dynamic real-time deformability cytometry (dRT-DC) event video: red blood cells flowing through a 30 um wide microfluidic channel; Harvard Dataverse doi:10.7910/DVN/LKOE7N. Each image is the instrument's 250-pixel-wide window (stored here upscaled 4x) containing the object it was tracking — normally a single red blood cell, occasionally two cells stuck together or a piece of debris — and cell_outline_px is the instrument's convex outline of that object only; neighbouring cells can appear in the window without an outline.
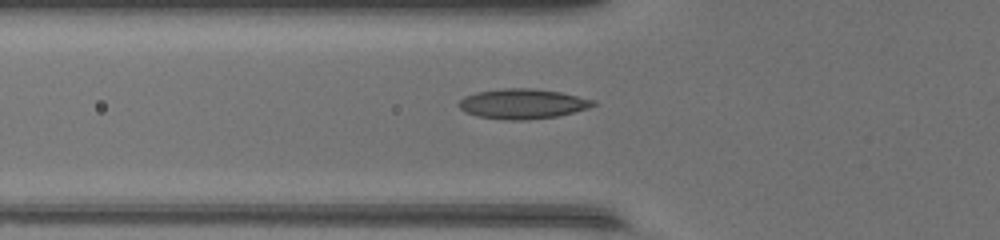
{"species": "common noctule bat (a hibernating species)", "species_latin": "Nyctalus noctula", "temperature_condition": "warm", "stored_images_in_passage": 47, "camera_frame_rate_fps": 3000, "um_per_image_px": 0.085, "animal": {"sex": "female", "body_mass_g": 17.0, "forearm_length_mm": 48.0}, "frame": {"image": 1, "passage_image": 17, "time_ms": 5.333, "image_size_px": [1000, 240], "cell_outline_px": [[596, 104], [588, 108], [556, 116], [524, 120], [508, 120], [476, 116], [460, 108], [460, 100], [464, 96], [476, 92], [504, 88], [532, 88], [560, 92], [596, 100]], "centroid_in_image_um": [44.43, 8.81], "position_along_channel_um": 81.4, "area_um2": 23.24}}
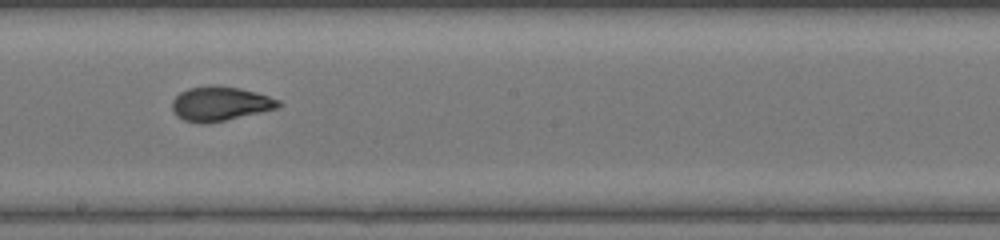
{"frame": {"image": 2, "passage_image": 27, "time_ms": 8.667, "image_size_px": [1000, 240], "cell_outline_px": [[280, 104], [276, 108], [260, 112], [224, 120], [200, 124], [184, 120], [176, 116], [172, 108], [172, 100], [180, 92], [188, 88], [212, 84], [216, 84], [240, 88], [256, 92], [280, 100]], "centroid_in_image_um": [18.66, 8.79], "position_along_channel_um": 229.5, "area_um2": 21.21}}
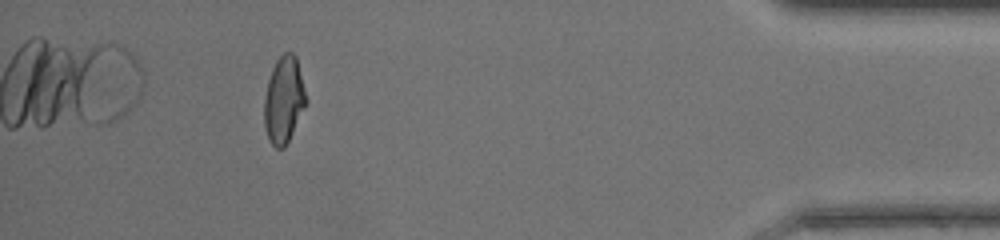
{"frame": {"image": 3, "passage_image": 43, "time_ms": 14.0, "image_size_px": [1000, 240], "cell_outline_px": [[308, 100], [284, 148], [276, 148], [272, 144], [264, 128], [264, 100], [268, 80], [272, 68], [276, 60], [284, 52], [292, 52], [296, 56]], "centroid_in_image_um": [24.12, 8.46], "position_along_channel_um": 411.1, "area_um2": 20.98}}